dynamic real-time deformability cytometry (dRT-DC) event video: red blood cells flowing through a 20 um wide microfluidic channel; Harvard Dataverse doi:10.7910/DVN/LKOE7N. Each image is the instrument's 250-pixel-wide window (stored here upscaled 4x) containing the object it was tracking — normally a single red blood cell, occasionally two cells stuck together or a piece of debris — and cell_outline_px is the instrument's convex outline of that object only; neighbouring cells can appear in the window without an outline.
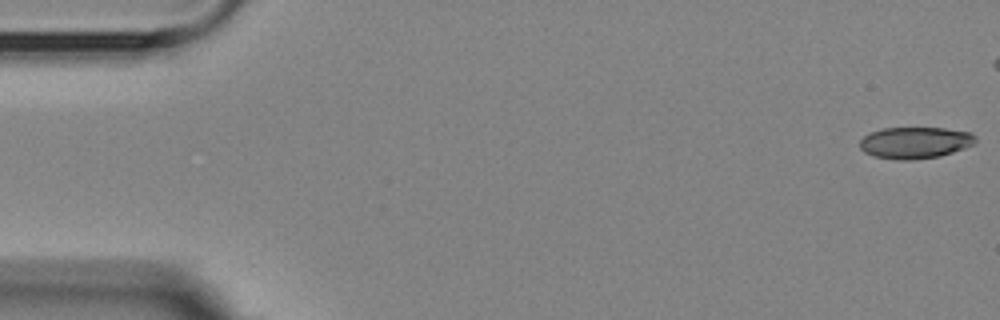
{"species": "Egyptian fruit bat (a non-hibernating species)", "species_latin": "Rousettus aegyptiacus", "temperature_condition": "room temperature", "stored_images_in_passage": 6, "camera_frame_rate_fps": 3000, "um_per_image_px": 0.085, "animal": {"sex": "female"}, "frame": {"image": 1, "passage_image": 1, "time_ms": 0.0, "image_size_px": [1000, 320], "cell_outline_px": [[976, 144], [940, 156], [912, 160], [900, 160], [872, 156], [864, 152], [860, 148], [860, 140], [868, 132], [884, 128], [944, 128], [972, 132], [976, 136]], "centroid_in_image_um": [77.78, 12.12], "position_along_channel_um": 7.2, "area_um2": 21.5}}